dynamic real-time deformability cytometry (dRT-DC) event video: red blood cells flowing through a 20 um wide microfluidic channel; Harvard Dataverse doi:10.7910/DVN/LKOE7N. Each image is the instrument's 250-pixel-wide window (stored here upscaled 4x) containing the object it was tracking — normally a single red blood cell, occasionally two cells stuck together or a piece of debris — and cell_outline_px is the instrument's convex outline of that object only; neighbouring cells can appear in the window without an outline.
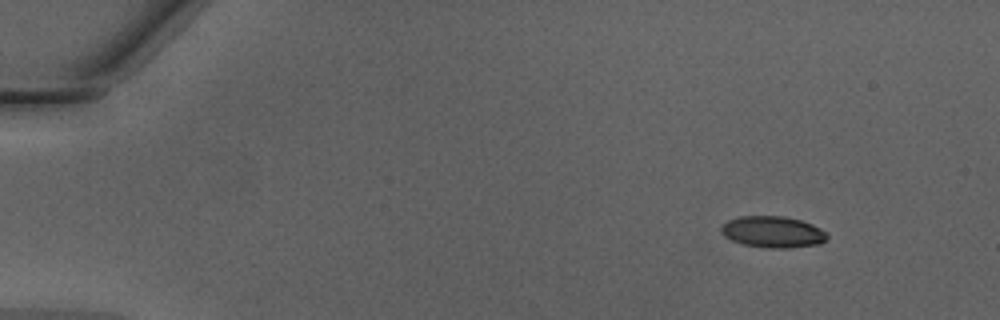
{"species": "Egyptian fruit bat (a non-hibernating species)", "species_latin": "Rousettus aegyptiacus", "temperature_condition": "warm", "stored_images_in_passage": 13, "camera_frame_rate_fps": 3000, "um_per_image_px": 0.085, "animal": {"sex": "male"}, "frame": {"image": 1, "passage_image": 6, "time_ms": 1.667, "image_size_px": [1000, 320], "cell_outline_px": [[828, 236], [820, 244], [784, 248], [768, 248], [744, 244], [732, 240], [724, 236], [720, 232], [720, 228], [728, 220], [740, 216], [784, 216], [800, 220], [812, 224], [820, 228]], "centroid_in_image_um": [65.66, 19.71], "position_along_channel_um": 19.3, "area_um2": 19.25}}